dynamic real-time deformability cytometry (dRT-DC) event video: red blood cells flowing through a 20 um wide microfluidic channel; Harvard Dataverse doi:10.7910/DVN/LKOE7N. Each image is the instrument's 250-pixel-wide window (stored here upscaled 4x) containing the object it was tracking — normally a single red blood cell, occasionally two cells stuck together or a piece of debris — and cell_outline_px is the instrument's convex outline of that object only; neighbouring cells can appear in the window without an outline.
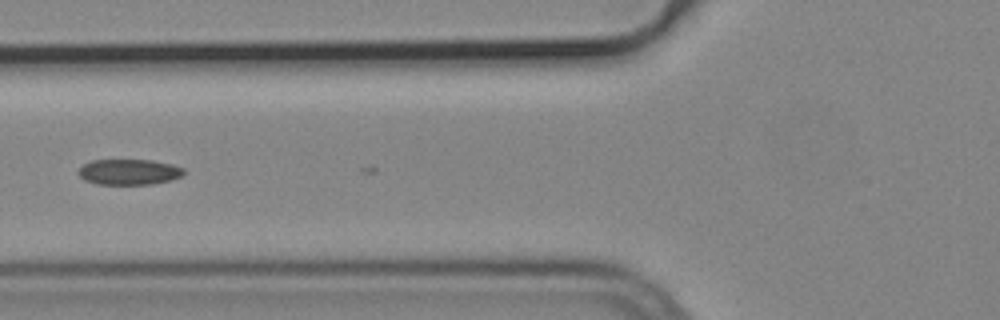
{"species": "common noctule bat (a hibernating species)", "species_latin": "Nyctalus noctula", "temperature_condition": "cold", "stored_images_in_passage": 5, "camera_frame_rate_fps": 3000, "um_per_image_px": 0.085, "animal": {"sex": "male", "body_mass_g": 19.2, "forearm_length_mm": 51.8}, "frame": {"image": 1, "passage_image": 2, "time_ms": 0.333, "image_size_px": [1000, 320], "cell_outline_px": [[184, 172], [180, 176], [172, 180], [152, 184], [100, 184], [84, 180], [76, 172], [84, 164], [92, 160], [152, 160], [172, 164], [184, 168]], "centroid_in_image_um": [10.97, 14.61], "position_along_channel_um": 114.8, "area_um2": 15.72}}